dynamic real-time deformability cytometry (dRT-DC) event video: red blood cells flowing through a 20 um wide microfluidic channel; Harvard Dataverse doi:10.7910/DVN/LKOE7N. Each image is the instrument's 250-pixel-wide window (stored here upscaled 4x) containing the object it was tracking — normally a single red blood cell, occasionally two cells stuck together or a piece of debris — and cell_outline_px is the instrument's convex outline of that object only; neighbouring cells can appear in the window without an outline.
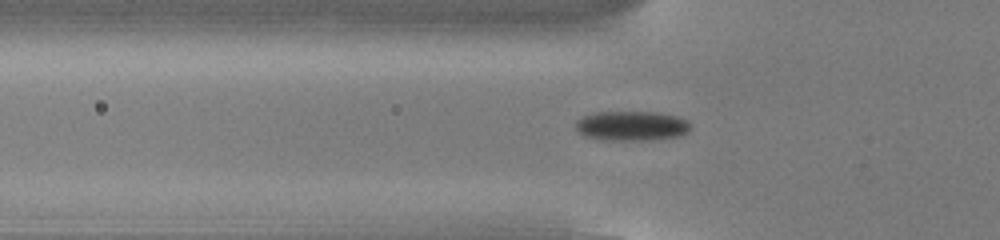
{"species": "common noctule bat (a hibernating species)", "species_latin": "Nyctalus noctula", "temperature_condition": "cold", "stored_images_in_passage": 38, "camera_frame_rate_fps": 3000, "um_per_image_px": 0.085, "animal": {"sex": "male", "body_mass_g": 13.0, "forearm_length_mm": 53.1}, "frame": {"image": 1, "passage_image": 6, "time_ms": 1.667, "image_size_px": [1000, 240], "cell_outline_px": [[692, 124], [688, 132], [680, 136], [652, 140], [604, 140], [584, 136], [576, 128], [576, 120], [584, 116], [596, 112], [656, 112], [676, 116], [688, 120]], "centroid_in_image_um": [53.72, 10.7], "position_along_channel_um": 72.1, "area_um2": 20.0}}
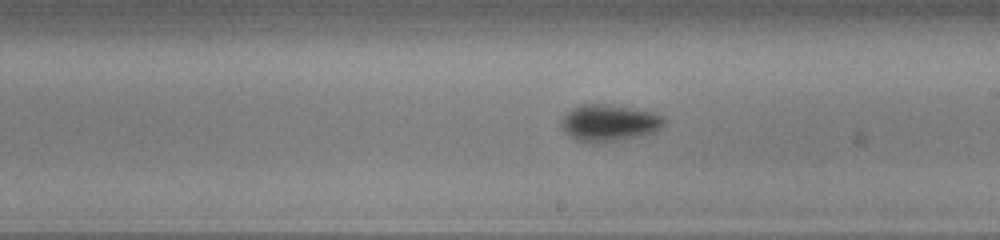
{"frame": {"image": 2, "passage_image": 19, "time_ms": 6.0, "image_size_px": [1000, 240], "cell_outline_px": [[668, 120], [656, 132], [640, 136], [596, 144], [576, 140], [568, 136], [564, 132], [560, 124], [560, 120], [568, 112], [580, 104], [608, 104], [652, 112], [664, 116]], "centroid_in_image_um": [51.78, 10.46], "position_along_channel_um": 237.2, "area_um2": 22.25}}
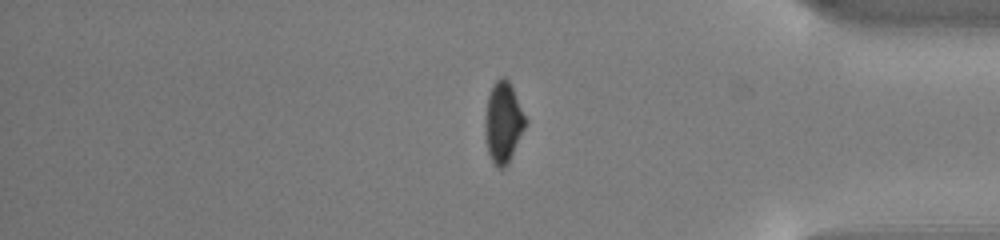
{"frame": {"image": 3, "passage_image": 33, "time_ms": 10.667, "image_size_px": [1000, 240], "cell_outline_px": [[528, 120], [508, 164], [504, 168], [500, 168], [492, 160], [488, 152], [484, 132], [484, 124], [488, 96], [492, 84], [500, 76], [504, 76], [508, 80]], "centroid_in_image_um": [42.77, 10.37], "position_along_channel_um": 392.4, "area_um2": 18.96}}